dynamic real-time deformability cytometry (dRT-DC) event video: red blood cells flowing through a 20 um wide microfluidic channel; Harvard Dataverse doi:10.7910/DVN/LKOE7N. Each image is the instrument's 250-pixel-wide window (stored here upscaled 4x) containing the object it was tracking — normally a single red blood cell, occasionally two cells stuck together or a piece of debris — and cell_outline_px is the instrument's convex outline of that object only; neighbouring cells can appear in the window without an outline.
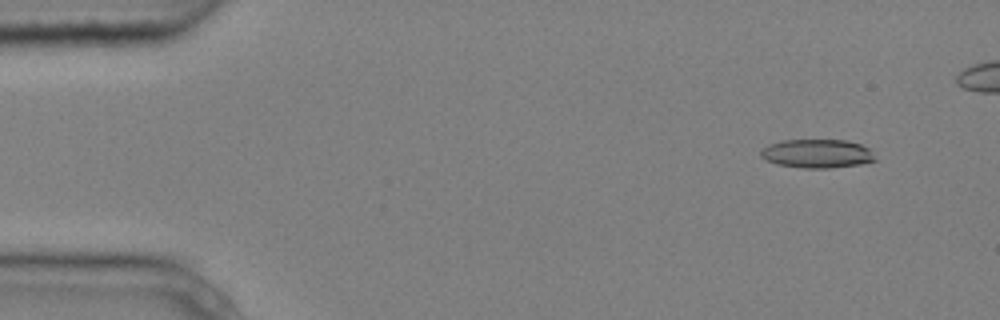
{"species": "common noctule bat (a hibernating species)", "species_latin": "Nyctalus noctula", "temperature_condition": "cold", "stored_images_in_passage": 6, "camera_frame_rate_fps": 3000, "um_per_image_px": 0.085, "animal": {"sex": "male", "body_mass_g": 20.4}, "frame": {"image": 1, "passage_image": 2, "time_ms": 0.333, "image_size_px": [1000, 320], "cell_outline_px": [[876, 160], [860, 164], [828, 168], [804, 168], [776, 164], [760, 156], [760, 148], [768, 144], [784, 140], [848, 140], [860, 144], [868, 148], [872, 152]], "centroid_in_image_um": [69.43, 13.05], "position_along_channel_um": 15.6, "area_um2": 19.13}}